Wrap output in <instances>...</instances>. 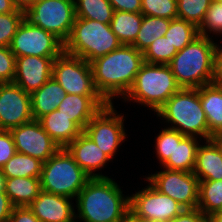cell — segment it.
Here are the masks:
<instances>
[{"label": "cell", "mask_w": 222, "mask_h": 222, "mask_svg": "<svg viewBox=\"0 0 222 222\" xmlns=\"http://www.w3.org/2000/svg\"><path fill=\"white\" fill-rule=\"evenodd\" d=\"M52 77L66 94L100 95L94 84L90 63L80 57L63 51L53 61Z\"/></svg>", "instance_id": "obj_9"}, {"label": "cell", "mask_w": 222, "mask_h": 222, "mask_svg": "<svg viewBox=\"0 0 222 222\" xmlns=\"http://www.w3.org/2000/svg\"><path fill=\"white\" fill-rule=\"evenodd\" d=\"M164 36L180 51L199 36V33L194 24L177 17L171 20Z\"/></svg>", "instance_id": "obj_31"}, {"label": "cell", "mask_w": 222, "mask_h": 222, "mask_svg": "<svg viewBox=\"0 0 222 222\" xmlns=\"http://www.w3.org/2000/svg\"><path fill=\"white\" fill-rule=\"evenodd\" d=\"M14 206L5 192H0V222H9Z\"/></svg>", "instance_id": "obj_43"}, {"label": "cell", "mask_w": 222, "mask_h": 222, "mask_svg": "<svg viewBox=\"0 0 222 222\" xmlns=\"http://www.w3.org/2000/svg\"><path fill=\"white\" fill-rule=\"evenodd\" d=\"M210 222H222V210L208 217Z\"/></svg>", "instance_id": "obj_46"}, {"label": "cell", "mask_w": 222, "mask_h": 222, "mask_svg": "<svg viewBox=\"0 0 222 222\" xmlns=\"http://www.w3.org/2000/svg\"><path fill=\"white\" fill-rule=\"evenodd\" d=\"M74 0H37L25 8V18L63 43L69 38L75 21Z\"/></svg>", "instance_id": "obj_8"}, {"label": "cell", "mask_w": 222, "mask_h": 222, "mask_svg": "<svg viewBox=\"0 0 222 222\" xmlns=\"http://www.w3.org/2000/svg\"><path fill=\"white\" fill-rule=\"evenodd\" d=\"M214 139L220 144L222 148V137H215Z\"/></svg>", "instance_id": "obj_50"}, {"label": "cell", "mask_w": 222, "mask_h": 222, "mask_svg": "<svg viewBox=\"0 0 222 222\" xmlns=\"http://www.w3.org/2000/svg\"><path fill=\"white\" fill-rule=\"evenodd\" d=\"M120 222H142V221L134 218V217L129 213V214H128L124 219H122Z\"/></svg>", "instance_id": "obj_49"}, {"label": "cell", "mask_w": 222, "mask_h": 222, "mask_svg": "<svg viewBox=\"0 0 222 222\" xmlns=\"http://www.w3.org/2000/svg\"><path fill=\"white\" fill-rule=\"evenodd\" d=\"M220 46L212 37L197 36L168 64L181 88L197 89L215 81Z\"/></svg>", "instance_id": "obj_3"}, {"label": "cell", "mask_w": 222, "mask_h": 222, "mask_svg": "<svg viewBox=\"0 0 222 222\" xmlns=\"http://www.w3.org/2000/svg\"><path fill=\"white\" fill-rule=\"evenodd\" d=\"M198 209L206 218L222 210V180L199 182Z\"/></svg>", "instance_id": "obj_29"}, {"label": "cell", "mask_w": 222, "mask_h": 222, "mask_svg": "<svg viewBox=\"0 0 222 222\" xmlns=\"http://www.w3.org/2000/svg\"><path fill=\"white\" fill-rule=\"evenodd\" d=\"M72 198L41 190L28 206L40 222H75Z\"/></svg>", "instance_id": "obj_17"}, {"label": "cell", "mask_w": 222, "mask_h": 222, "mask_svg": "<svg viewBox=\"0 0 222 222\" xmlns=\"http://www.w3.org/2000/svg\"><path fill=\"white\" fill-rule=\"evenodd\" d=\"M206 219L203 212L196 209H185L181 214L169 222H203Z\"/></svg>", "instance_id": "obj_42"}, {"label": "cell", "mask_w": 222, "mask_h": 222, "mask_svg": "<svg viewBox=\"0 0 222 222\" xmlns=\"http://www.w3.org/2000/svg\"><path fill=\"white\" fill-rule=\"evenodd\" d=\"M16 57L9 47H0V83H13Z\"/></svg>", "instance_id": "obj_38"}, {"label": "cell", "mask_w": 222, "mask_h": 222, "mask_svg": "<svg viewBox=\"0 0 222 222\" xmlns=\"http://www.w3.org/2000/svg\"><path fill=\"white\" fill-rule=\"evenodd\" d=\"M9 222H40L28 206L14 207Z\"/></svg>", "instance_id": "obj_40"}, {"label": "cell", "mask_w": 222, "mask_h": 222, "mask_svg": "<svg viewBox=\"0 0 222 222\" xmlns=\"http://www.w3.org/2000/svg\"><path fill=\"white\" fill-rule=\"evenodd\" d=\"M220 48H222V47H220ZM220 57L222 58V49H220Z\"/></svg>", "instance_id": "obj_51"}, {"label": "cell", "mask_w": 222, "mask_h": 222, "mask_svg": "<svg viewBox=\"0 0 222 222\" xmlns=\"http://www.w3.org/2000/svg\"><path fill=\"white\" fill-rule=\"evenodd\" d=\"M121 45L110 24L75 17L70 36L64 42V52L90 63Z\"/></svg>", "instance_id": "obj_6"}, {"label": "cell", "mask_w": 222, "mask_h": 222, "mask_svg": "<svg viewBox=\"0 0 222 222\" xmlns=\"http://www.w3.org/2000/svg\"><path fill=\"white\" fill-rule=\"evenodd\" d=\"M91 177L83 171L65 148L43 163L41 190L75 199Z\"/></svg>", "instance_id": "obj_7"}, {"label": "cell", "mask_w": 222, "mask_h": 222, "mask_svg": "<svg viewBox=\"0 0 222 222\" xmlns=\"http://www.w3.org/2000/svg\"><path fill=\"white\" fill-rule=\"evenodd\" d=\"M170 22L171 20L167 18L143 15L139 32L132 46L143 53L157 38L165 35Z\"/></svg>", "instance_id": "obj_27"}, {"label": "cell", "mask_w": 222, "mask_h": 222, "mask_svg": "<svg viewBox=\"0 0 222 222\" xmlns=\"http://www.w3.org/2000/svg\"><path fill=\"white\" fill-rule=\"evenodd\" d=\"M43 162L24 153L17 152L1 168L6 178L40 177Z\"/></svg>", "instance_id": "obj_28"}, {"label": "cell", "mask_w": 222, "mask_h": 222, "mask_svg": "<svg viewBox=\"0 0 222 222\" xmlns=\"http://www.w3.org/2000/svg\"><path fill=\"white\" fill-rule=\"evenodd\" d=\"M65 149L91 178L108 177L94 172L101 170L100 168L106 166L107 161L111 159L84 132L69 143Z\"/></svg>", "instance_id": "obj_19"}, {"label": "cell", "mask_w": 222, "mask_h": 222, "mask_svg": "<svg viewBox=\"0 0 222 222\" xmlns=\"http://www.w3.org/2000/svg\"><path fill=\"white\" fill-rule=\"evenodd\" d=\"M114 11L141 12V0H109Z\"/></svg>", "instance_id": "obj_41"}, {"label": "cell", "mask_w": 222, "mask_h": 222, "mask_svg": "<svg viewBox=\"0 0 222 222\" xmlns=\"http://www.w3.org/2000/svg\"><path fill=\"white\" fill-rule=\"evenodd\" d=\"M66 92L61 85L51 77L45 84L31 94L32 115L34 120L57 109Z\"/></svg>", "instance_id": "obj_23"}, {"label": "cell", "mask_w": 222, "mask_h": 222, "mask_svg": "<svg viewBox=\"0 0 222 222\" xmlns=\"http://www.w3.org/2000/svg\"><path fill=\"white\" fill-rule=\"evenodd\" d=\"M16 153V147L9 130H0V169Z\"/></svg>", "instance_id": "obj_39"}, {"label": "cell", "mask_w": 222, "mask_h": 222, "mask_svg": "<svg viewBox=\"0 0 222 222\" xmlns=\"http://www.w3.org/2000/svg\"><path fill=\"white\" fill-rule=\"evenodd\" d=\"M146 180L159 192L171 197L185 209L198 208L199 179L193 172L170 170L156 172Z\"/></svg>", "instance_id": "obj_13"}, {"label": "cell", "mask_w": 222, "mask_h": 222, "mask_svg": "<svg viewBox=\"0 0 222 222\" xmlns=\"http://www.w3.org/2000/svg\"><path fill=\"white\" fill-rule=\"evenodd\" d=\"M178 51L165 36L157 38L143 52L144 62L150 64H169Z\"/></svg>", "instance_id": "obj_32"}, {"label": "cell", "mask_w": 222, "mask_h": 222, "mask_svg": "<svg viewBox=\"0 0 222 222\" xmlns=\"http://www.w3.org/2000/svg\"><path fill=\"white\" fill-rule=\"evenodd\" d=\"M199 145L198 139L192 136H184L181 141H175L173 155L162 167L170 170L193 172Z\"/></svg>", "instance_id": "obj_25"}, {"label": "cell", "mask_w": 222, "mask_h": 222, "mask_svg": "<svg viewBox=\"0 0 222 222\" xmlns=\"http://www.w3.org/2000/svg\"><path fill=\"white\" fill-rule=\"evenodd\" d=\"M222 89V58L219 57L216 64V74L214 81Z\"/></svg>", "instance_id": "obj_45"}, {"label": "cell", "mask_w": 222, "mask_h": 222, "mask_svg": "<svg viewBox=\"0 0 222 222\" xmlns=\"http://www.w3.org/2000/svg\"><path fill=\"white\" fill-rule=\"evenodd\" d=\"M32 120L31 95L15 83H0V130H10Z\"/></svg>", "instance_id": "obj_14"}, {"label": "cell", "mask_w": 222, "mask_h": 222, "mask_svg": "<svg viewBox=\"0 0 222 222\" xmlns=\"http://www.w3.org/2000/svg\"><path fill=\"white\" fill-rule=\"evenodd\" d=\"M180 89L169 65L144 62L123 99L125 102L131 99L157 112Z\"/></svg>", "instance_id": "obj_5"}, {"label": "cell", "mask_w": 222, "mask_h": 222, "mask_svg": "<svg viewBox=\"0 0 222 222\" xmlns=\"http://www.w3.org/2000/svg\"><path fill=\"white\" fill-rule=\"evenodd\" d=\"M108 104L101 95L66 94L57 109L84 131L88 122Z\"/></svg>", "instance_id": "obj_18"}, {"label": "cell", "mask_w": 222, "mask_h": 222, "mask_svg": "<svg viewBox=\"0 0 222 222\" xmlns=\"http://www.w3.org/2000/svg\"><path fill=\"white\" fill-rule=\"evenodd\" d=\"M116 111L113 103L108 104L88 122L83 131L110 159L126 138L124 116Z\"/></svg>", "instance_id": "obj_12"}, {"label": "cell", "mask_w": 222, "mask_h": 222, "mask_svg": "<svg viewBox=\"0 0 222 222\" xmlns=\"http://www.w3.org/2000/svg\"><path fill=\"white\" fill-rule=\"evenodd\" d=\"M17 5L20 7V8H27L31 3L37 1V0H15Z\"/></svg>", "instance_id": "obj_47"}, {"label": "cell", "mask_w": 222, "mask_h": 222, "mask_svg": "<svg viewBox=\"0 0 222 222\" xmlns=\"http://www.w3.org/2000/svg\"><path fill=\"white\" fill-rule=\"evenodd\" d=\"M25 19V9L18 8L15 12L0 14V47H9L18 27Z\"/></svg>", "instance_id": "obj_34"}, {"label": "cell", "mask_w": 222, "mask_h": 222, "mask_svg": "<svg viewBox=\"0 0 222 222\" xmlns=\"http://www.w3.org/2000/svg\"><path fill=\"white\" fill-rule=\"evenodd\" d=\"M38 121L45 132L60 148H65L83 132L69 117L62 114L58 109L41 117Z\"/></svg>", "instance_id": "obj_21"}, {"label": "cell", "mask_w": 222, "mask_h": 222, "mask_svg": "<svg viewBox=\"0 0 222 222\" xmlns=\"http://www.w3.org/2000/svg\"><path fill=\"white\" fill-rule=\"evenodd\" d=\"M199 145L193 173L199 181L222 180V148L215 140Z\"/></svg>", "instance_id": "obj_20"}, {"label": "cell", "mask_w": 222, "mask_h": 222, "mask_svg": "<svg viewBox=\"0 0 222 222\" xmlns=\"http://www.w3.org/2000/svg\"><path fill=\"white\" fill-rule=\"evenodd\" d=\"M9 132L12 135L16 152L39 159L43 163L60 149L38 120L12 128Z\"/></svg>", "instance_id": "obj_15"}, {"label": "cell", "mask_w": 222, "mask_h": 222, "mask_svg": "<svg viewBox=\"0 0 222 222\" xmlns=\"http://www.w3.org/2000/svg\"><path fill=\"white\" fill-rule=\"evenodd\" d=\"M143 14L114 11L110 22L111 30L122 45H132L139 32Z\"/></svg>", "instance_id": "obj_26"}, {"label": "cell", "mask_w": 222, "mask_h": 222, "mask_svg": "<svg viewBox=\"0 0 222 222\" xmlns=\"http://www.w3.org/2000/svg\"><path fill=\"white\" fill-rule=\"evenodd\" d=\"M130 197V214L142 222H169L185 208L150 183Z\"/></svg>", "instance_id": "obj_10"}, {"label": "cell", "mask_w": 222, "mask_h": 222, "mask_svg": "<svg viewBox=\"0 0 222 222\" xmlns=\"http://www.w3.org/2000/svg\"><path fill=\"white\" fill-rule=\"evenodd\" d=\"M6 177L3 175L0 169V192H5Z\"/></svg>", "instance_id": "obj_48"}, {"label": "cell", "mask_w": 222, "mask_h": 222, "mask_svg": "<svg viewBox=\"0 0 222 222\" xmlns=\"http://www.w3.org/2000/svg\"><path fill=\"white\" fill-rule=\"evenodd\" d=\"M211 34H222V2L213 1L206 11L203 21L198 27V33L201 36L209 37Z\"/></svg>", "instance_id": "obj_37"}, {"label": "cell", "mask_w": 222, "mask_h": 222, "mask_svg": "<svg viewBox=\"0 0 222 222\" xmlns=\"http://www.w3.org/2000/svg\"><path fill=\"white\" fill-rule=\"evenodd\" d=\"M158 117L164 118L184 136L204 138L210 140V132L205 112L199 97V88H181L174 93L156 112Z\"/></svg>", "instance_id": "obj_4"}, {"label": "cell", "mask_w": 222, "mask_h": 222, "mask_svg": "<svg viewBox=\"0 0 222 222\" xmlns=\"http://www.w3.org/2000/svg\"><path fill=\"white\" fill-rule=\"evenodd\" d=\"M75 16L110 24L114 9L109 0H74Z\"/></svg>", "instance_id": "obj_30"}, {"label": "cell", "mask_w": 222, "mask_h": 222, "mask_svg": "<svg viewBox=\"0 0 222 222\" xmlns=\"http://www.w3.org/2000/svg\"><path fill=\"white\" fill-rule=\"evenodd\" d=\"M211 2L212 0H177V17L198 28Z\"/></svg>", "instance_id": "obj_33"}, {"label": "cell", "mask_w": 222, "mask_h": 222, "mask_svg": "<svg viewBox=\"0 0 222 222\" xmlns=\"http://www.w3.org/2000/svg\"><path fill=\"white\" fill-rule=\"evenodd\" d=\"M40 191V177L6 178L5 193L14 207L29 206Z\"/></svg>", "instance_id": "obj_24"}, {"label": "cell", "mask_w": 222, "mask_h": 222, "mask_svg": "<svg viewBox=\"0 0 222 222\" xmlns=\"http://www.w3.org/2000/svg\"><path fill=\"white\" fill-rule=\"evenodd\" d=\"M143 63V53L132 45H121L93 60L90 66L97 91L109 104L119 95L124 97Z\"/></svg>", "instance_id": "obj_1"}, {"label": "cell", "mask_w": 222, "mask_h": 222, "mask_svg": "<svg viewBox=\"0 0 222 222\" xmlns=\"http://www.w3.org/2000/svg\"><path fill=\"white\" fill-rule=\"evenodd\" d=\"M15 57H58L64 51V43L53 33L28 21H22L9 46Z\"/></svg>", "instance_id": "obj_11"}, {"label": "cell", "mask_w": 222, "mask_h": 222, "mask_svg": "<svg viewBox=\"0 0 222 222\" xmlns=\"http://www.w3.org/2000/svg\"><path fill=\"white\" fill-rule=\"evenodd\" d=\"M18 8L15 0H0V14L15 12Z\"/></svg>", "instance_id": "obj_44"}, {"label": "cell", "mask_w": 222, "mask_h": 222, "mask_svg": "<svg viewBox=\"0 0 222 222\" xmlns=\"http://www.w3.org/2000/svg\"><path fill=\"white\" fill-rule=\"evenodd\" d=\"M141 13L146 16L177 18V0H141Z\"/></svg>", "instance_id": "obj_36"}, {"label": "cell", "mask_w": 222, "mask_h": 222, "mask_svg": "<svg viewBox=\"0 0 222 222\" xmlns=\"http://www.w3.org/2000/svg\"><path fill=\"white\" fill-rule=\"evenodd\" d=\"M199 97L211 140L222 135V89L215 82L203 85L199 88Z\"/></svg>", "instance_id": "obj_22"}, {"label": "cell", "mask_w": 222, "mask_h": 222, "mask_svg": "<svg viewBox=\"0 0 222 222\" xmlns=\"http://www.w3.org/2000/svg\"><path fill=\"white\" fill-rule=\"evenodd\" d=\"M109 177L90 178L79 192L75 219L83 222H120L130 213V197Z\"/></svg>", "instance_id": "obj_2"}, {"label": "cell", "mask_w": 222, "mask_h": 222, "mask_svg": "<svg viewBox=\"0 0 222 222\" xmlns=\"http://www.w3.org/2000/svg\"><path fill=\"white\" fill-rule=\"evenodd\" d=\"M57 57H16L13 83L32 94L52 77V64Z\"/></svg>", "instance_id": "obj_16"}, {"label": "cell", "mask_w": 222, "mask_h": 222, "mask_svg": "<svg viewBox=\"0 0 222 222\" xmlns=\"http://www.w3.org/2000/svg\"><path fill=\"white\" fill-rule=\"evenodd\" d=\"M203 222H210L208 218H206Z\"/></svg>", "instance_id": "obj_52"}, {"label": "cell", "mask_w": 222, "mask_h": 222, "mask_svg": "<svg viewBox=\"0 0 222 222\" xmlns=\"http://www.w3.org/2000/svg\"><path fill=\"white\" fill-rule=\"evenodd\" d=\"M183 134L177 130L164 128L156 138V153L161 166L173 155L175 150V141H181Z\"/></svg>", "instance_id": "obj_35"}]
</instances>
